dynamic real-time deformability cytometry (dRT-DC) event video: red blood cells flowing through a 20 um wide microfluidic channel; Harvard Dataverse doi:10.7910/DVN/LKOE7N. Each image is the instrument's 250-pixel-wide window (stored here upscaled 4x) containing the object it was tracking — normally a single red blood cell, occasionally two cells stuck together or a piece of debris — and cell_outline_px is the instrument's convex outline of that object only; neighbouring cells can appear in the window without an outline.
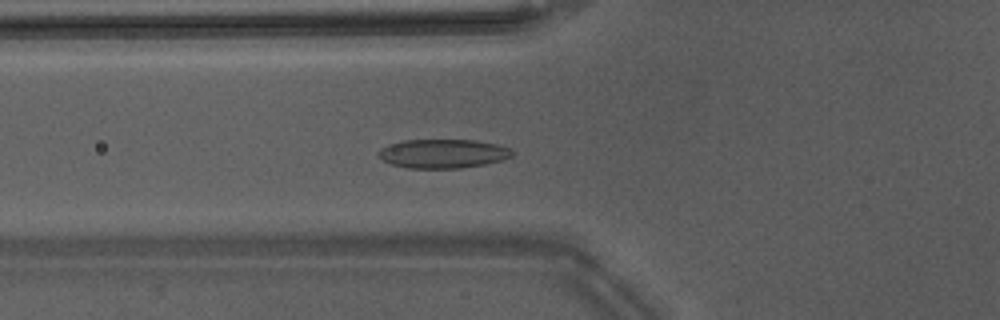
{"species": "Egyptian fruit bat (a non-hibernating species)", "species_latin": "Rousettus aegyptiacus", "temperature_condition": "warm", "stored_images_in_passage": 33, "camera_frame_rate_fps": 3000, "um_per_image_px": 0.085, "animal": {"sex": "male"}, "frame": {"image": 1, "passage_image": 3, "time_ms": 0.667, "image_size_px": [1000, 320], "cell_outline_px": [[516, 152], [512, 156], [504, 160], [484, 164], [460, 168], [408, 168], [392, 164], [384, 160], [376, 152], [380, 148], [388, 144], [404, 140], [476, 140], [496, 144], [508, 148]], "centroid_in_image_um": [37.66, 13.05], "position_along_channel_um": 88.1, "area_um2": 22.6}}
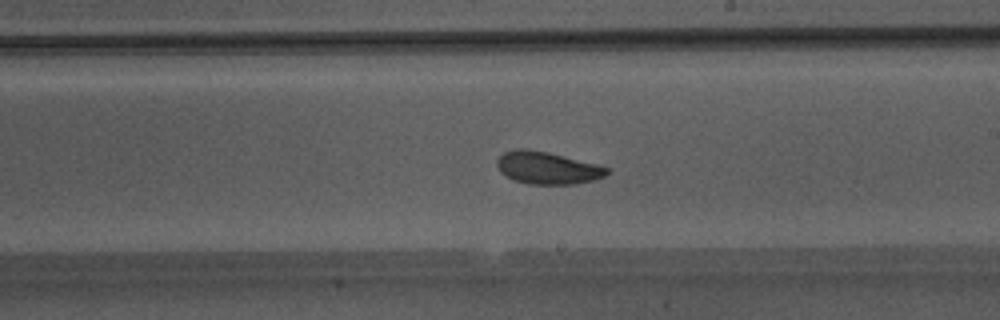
{"frame": {"image": 2, "passage_image": 14, "time_ms": 4.333, "image_size_px": [1000, 320], "cell_outline_px": [[608, 172], [604, 176], [592, 180], [576, 184], [528, 184], [512, 180], [500, 172], [496, 164], [496, 160], [504, 152], [516, 148], [528, 148], [548, 152], [600, 164], [608, 168]], "centroid_in_image_um": [46.5, 14.26], "position_along_channel_um": 242.5, "area_um2": 20.98}}
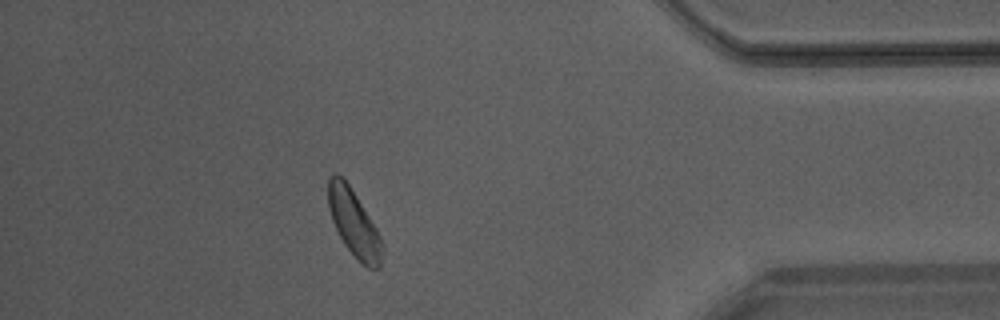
{"frame": {"image": 3, "passage_image": 28, "time_ms": 9.0, "image_size_px": [1000, 320], "cell_outline_px": [[384, 248], [380, 268], [368, 268], [344, 244], [332, 220], [328, 208], [328, 176], [332, 172], [336, 172], [348, 184], [356, 196], [376, 228], [384, 244]], "centroid_in_image_um": [30.08, 18.95], "position_along_channel_um": 405.1, "area_um2": 20.69}, "authors_computed_cell_mechanics": {"area_um2": 20.9814, "velocity_mm_per_s": 4.2138, "shape_relaxation_time_tau1_ms": 2.4722, "shape_relaxation_time_tau2_ms": 7.4253, "deformation_change_tau1": 0.0957, "deformation_change_tau2": 0.1188}}